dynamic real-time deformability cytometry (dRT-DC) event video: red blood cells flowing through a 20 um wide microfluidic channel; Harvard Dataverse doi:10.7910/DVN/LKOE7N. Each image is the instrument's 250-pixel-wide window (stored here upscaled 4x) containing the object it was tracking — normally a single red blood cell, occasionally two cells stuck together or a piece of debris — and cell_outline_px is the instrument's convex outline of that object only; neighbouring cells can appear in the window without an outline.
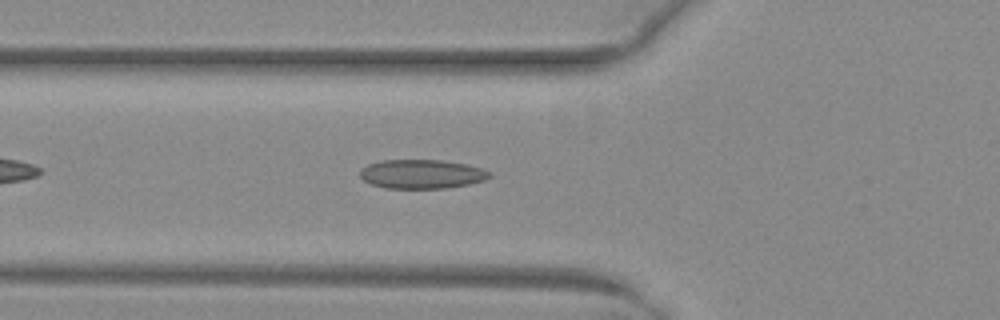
{"species": "common noctule bat (a hibernating species)", "species_latin": "Nyctalus noctula", "temperature_condition": "warm", "stored_images_in_passage": 38, "camera_frame_rate_fps": 3000, "um_per_image_px": 0.085, "animal": {"sex": "female", "body_mass_g": 29.2, "forearm_length_mm": 56.3}, "frame": {"image": 1, "passage_image": 6, "time_ms": 1.667, "image_size_px": [1000, 320], "cell_outline_px": [[492, 176], [484, 180], [468, 184], [444, 188], [384, 188], [372, 184], [364, 180], [360, 176], [360, 168], [368, 164], [380, 160], [440, 160], [468, 164], [480, 168], [488, 172]], "centroid_in_image_um": [35.81, 14.79], "position_along_channel_um": 90.0, "area_um2": 21.85}}
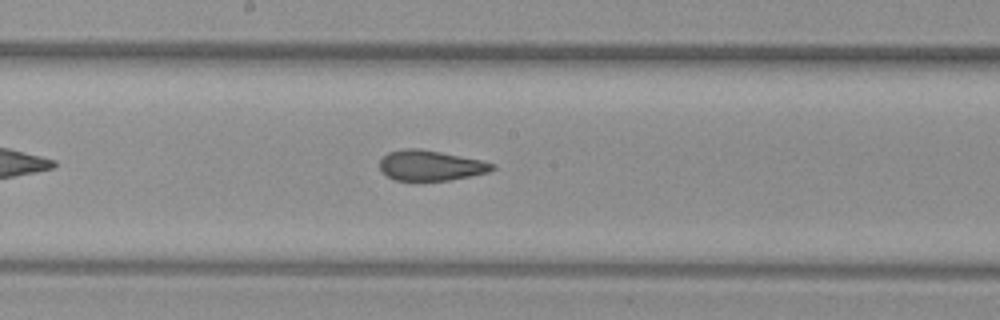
{"frame": {"image": 2, "passage_image": 15, "time_ms": 4.667, "image_size_px": [1000, 320], "cell_outline_px": [[496, 168], [488, 172], [448, 180], [396, 180], [380, 172], [380, 160], [388, 152], [404, 148], [420, 148], [480, 160], [496, 164]], "centroid_in_image_um": [36.57, 14.05], "position_along_channel_um": 211.6, "area_um2": 19.71}}
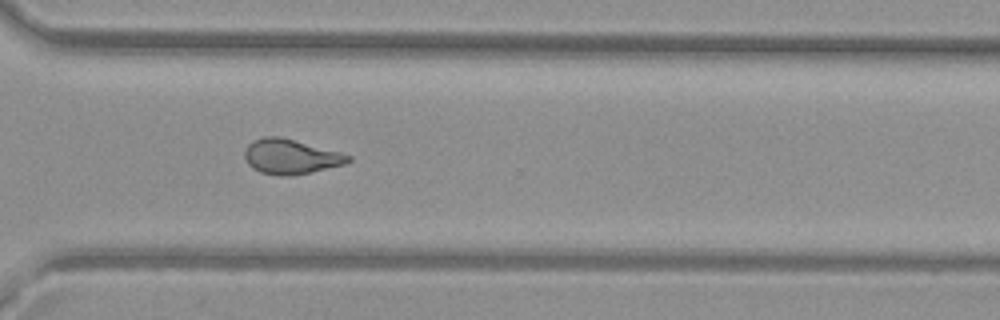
{"frame": {"image": 3, "passage_image": 25, "time_ms": 8.0, "image_size_px": [1000, 320], "cell_outline_px": [[352, 160], [344, 164], [292, 176], [280, 176], [260, 172], [252, 168], [248, 164], [244, 156], [244, 148], [252, 140], [264, 136], [280, 136], [340, 152], [352, 156]], "centroid_in_image_um": [24.67, 13.3], "position_along_channel_um": 345.9, "area_um2": 21.1}, "authors_computed_cell_mechanics": {"area_um2": 21.1837, "velocity_mm_per_s": 4.0358, "shape_relaxation_time_tau1_ms": null, "shape_relaxation_time_tau2_ms": 1.5652, "deformation_change_tau1": null, "deformation_change_tau2": 0.0977}}